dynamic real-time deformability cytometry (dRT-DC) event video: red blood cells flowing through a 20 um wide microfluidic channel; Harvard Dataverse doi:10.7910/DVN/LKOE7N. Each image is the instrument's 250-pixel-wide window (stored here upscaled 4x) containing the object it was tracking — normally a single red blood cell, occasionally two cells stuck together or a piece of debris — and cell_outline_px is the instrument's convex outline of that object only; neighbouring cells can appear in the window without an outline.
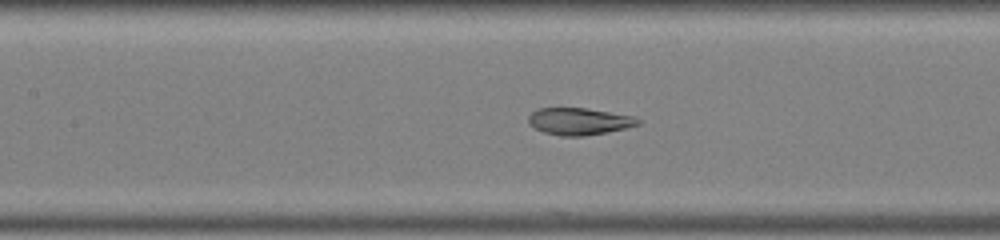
{"species": "common noctule bat (a hibernating species)", "species_latin": "Nyctalus noctula", "temperature_condition": "warm", "stored_images_in_passage": 46, "segment_of_instrument_passage": [2, 2], "camera_frame_rate_fps": 3000, "um_per_image_px": 0.085, "animal": {"sex": "male", "body_mass_g": 19.0, "forearm_length_mm": 50.8}, "frame": {"image": 1, "passage_image": 22, "time_ms": 7.0, "image_size_px": [1000, 240], "cell_outline_px": [[640, 124], [624, 128], [584, 136], [560, 136], [544, 132], [528, 124], [528, 116], [532, 112], [540, 108], [584, 108], [632, 116], [640, 120]], "centroid_in_image_um": [49.17, 10.31], "position_along_channel_um": 158.2, "area_um2": 16.94}}
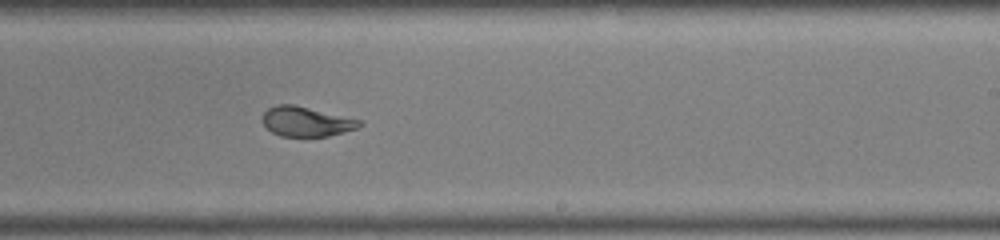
{"frame": {"image": 2, "passage_image": 29, "time_ms": 9.333, "image_size_px": [1000, 240], "cell_outline_px": [[364, 124], [356, 128], [328, 136], [280, 136], [272, 132], [264, 124], [264, 112], [268, 108], [276, 104], [292, 104], [360, 120]], "centroid_in_image_um": [26.01, 10.33], "position_along_channel_um": 263.0, "area_um2": 16.42}}
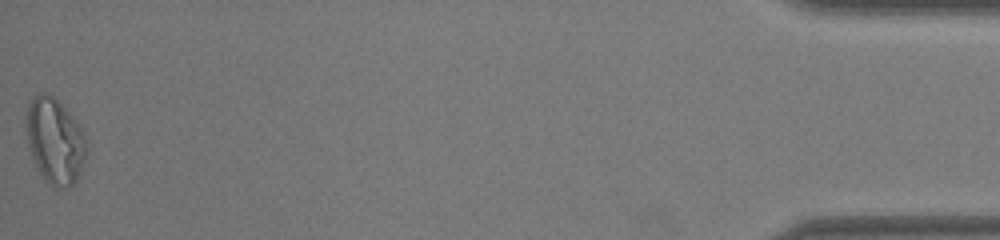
{"frame": {"image": 3, "passage_image": 46, "time_ms": 15.0, "image_size_px": [1000, 240], "cell_outline_px": [[88, 152], [80, 172], [76, 180], [72, 184], [48, 184], [44, 180], [32, 156], [28, 144], [24, 128], [24, 120], [28, 104], [36, 96], [44, 92], [48, 92], [64, 108], [80, 128], [88, 140]], "centroid_in_image_um": [4.65, 11.94], "position_along_channel_um": 430.6, "area_um2": 29.65}}